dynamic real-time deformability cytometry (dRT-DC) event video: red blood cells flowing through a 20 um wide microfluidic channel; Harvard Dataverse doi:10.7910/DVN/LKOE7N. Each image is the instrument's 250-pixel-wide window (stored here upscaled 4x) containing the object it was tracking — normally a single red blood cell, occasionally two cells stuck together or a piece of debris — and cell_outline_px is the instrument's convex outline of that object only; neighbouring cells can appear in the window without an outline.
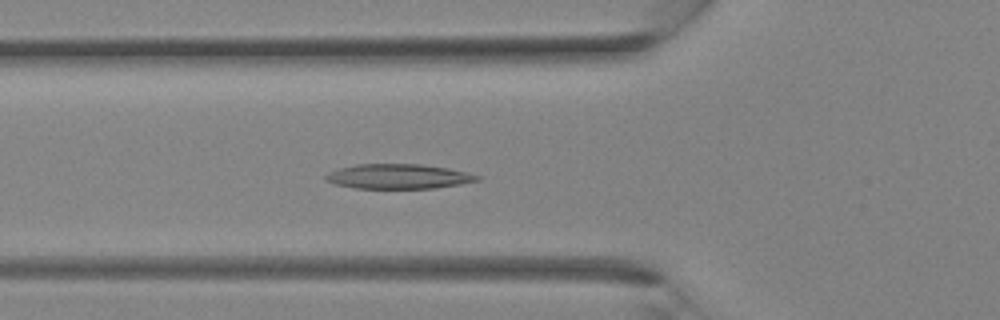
{"species": "Egyptian fruit bat (a non-hibernating species)", "species_latin": "Rousettus aegyptiacus", "temperature_condition": "room temperature", "stored_images_in_passage": 35, "camera_frame_rate_fps": 3000, "um_per_image_px": 0.085, "animal": {"sex": "female"}, "frame": {"image": 1, "passage_image": 12, "time_ms": 3.667, "image_size_px": [1000, 320], "cell_outline_px": [[484, 176], [480, 180], [460, 184], [436, 188], [356, 188], [336, 184], [324, 180], [324, 176], [328, 172], [340, 168], [356, 164], [420, 164], [448, 168], [468, 172]], "centroid_in_image_um": [33.9, 14.99], "position_along_channel_um": 91.9, "area_um2": 21.96}}
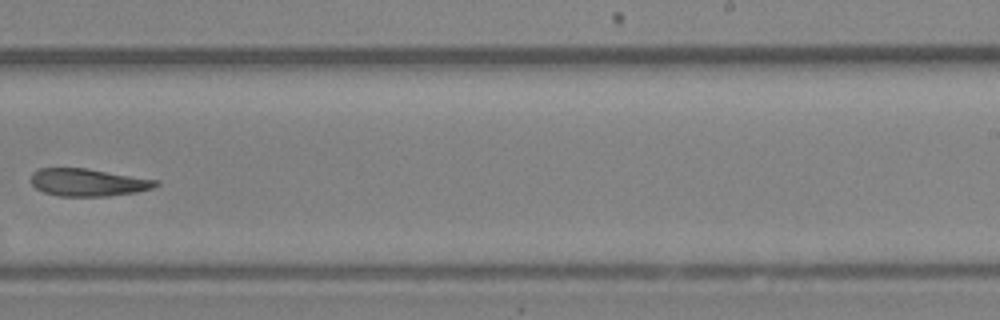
{"frame": {"image": 2, "passage_image": 22, "time_ms": 7.0, "image_size_px": [1000, 320], "cell_outline_px": [[160, 184], [152, 188], [136, 192], [108, 196], [60, 196], [44, 192], [36, 188], [32, 184], [32, 172], [36, 168], [84, 168], [160, 180]], "centroid_in_image_um": [7.49, 15.5], "position_along_channel_um": 281.5, "area_um2": 20.0}}
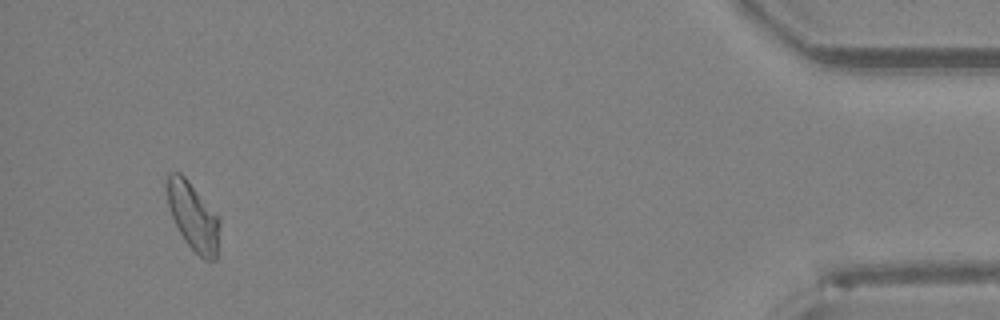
{"frame": {"image": 3, "passage_image": 33, "time_ms": 10.667, "image_size_px": [1000, 320], "cell_outline_px": [[220, 224], [216, 260], [204, 260], [184, 240], [172, 216], [168, 204], [168, 172], [180, 172], [188, 180], [220, 216]], "centroid_in_image_um": [16.46, 18.4], "position_along_channel_um": 418.7, "area_um2": 20.63}}